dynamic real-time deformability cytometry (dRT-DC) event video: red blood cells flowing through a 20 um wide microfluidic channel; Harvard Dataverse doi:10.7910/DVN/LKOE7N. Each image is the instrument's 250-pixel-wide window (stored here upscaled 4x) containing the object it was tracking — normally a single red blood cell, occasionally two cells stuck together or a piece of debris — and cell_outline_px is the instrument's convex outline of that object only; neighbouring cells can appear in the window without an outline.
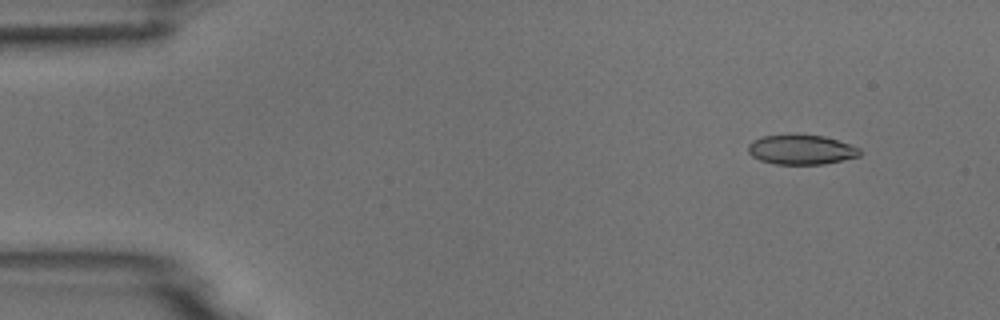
{"species": "common noctule bat (a hibernating species)", "species_latin": "Nyctalus noctula", "temperature_condition": "room temperature", "stored_images_in_passage": 5, "camera_frame_rate_fps": 3000, "um_per_image_px": 0.085, "animal": {"sex": "male", "body_mass_g": 18.8}, "frame": {"image": 1, "passage_image": 2, "time_ms": 1.0, "image_size_px": [1000, 320], "cell_outline_px": [[860, 156], [824, 164], [776, 164], [760, 160], [752, 156], [748, 152], [748, 144], [752, 140], [760, 136], [788, 132], [796, 132], [824, 136], [860, 148]], "centroid_in_image_um": [68.04, 12.67], "position_along_channel_um": 17.0, "area_um2": 19.94}}
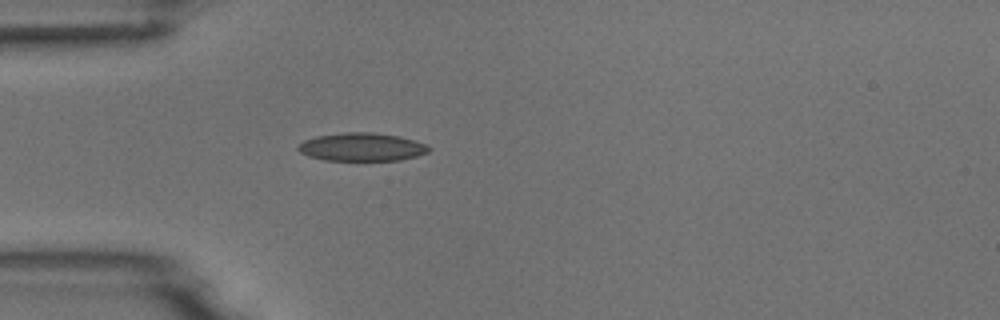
{"frame": {"image": 2, "passage_image": 5, "time_ms": 4.333, "image_size_px": [1000, 320], "cell_outline_px": [[432, 148], [428, 152], [416, 156], [400, 160], [324, 160], [308, 156], [300, 152], [296, 148], [304, 140], [316, 136], [344, 132], [372, 132], [400, 136], [424, 144]], "centroid_in_image_um": [30.73, 12.49], "position_along_channel_um": 54.3, "area_um2": 21.39}}